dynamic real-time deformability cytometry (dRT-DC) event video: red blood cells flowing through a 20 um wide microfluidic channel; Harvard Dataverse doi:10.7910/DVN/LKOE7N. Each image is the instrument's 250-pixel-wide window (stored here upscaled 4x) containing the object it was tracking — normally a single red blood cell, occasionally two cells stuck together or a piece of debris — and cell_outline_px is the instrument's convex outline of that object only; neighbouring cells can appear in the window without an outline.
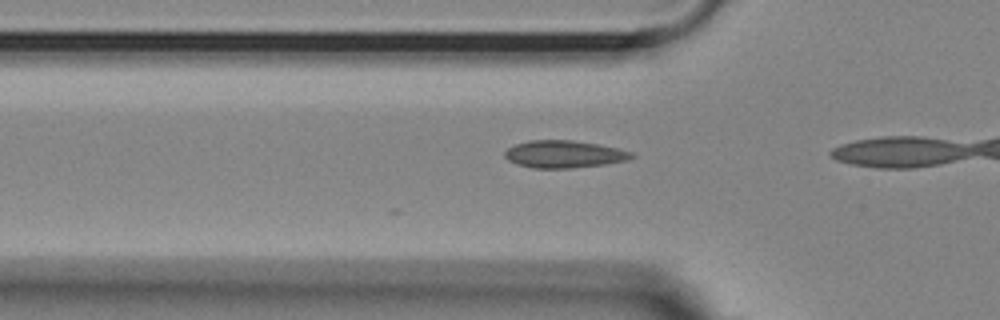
{"species": "Egyptian fruit bat (a non-hibernating species)", "species_latin": "Rousettus aegyptiacus", "temperature_condition": "room temperature", "stored_images_in_passage": 6, "camera_frame_rate_fps": 3000, "um_per_image_px": 0.085, "animal": {"sex": "female"}, "frame": {"image": 1, "passage_image": 4, "time_ms": 1.0, "image_size_px": [1000, 320], "cell_outline_px": [[636, 156], [628, 160], [608, 164], [572, 168], [532, 168], [516, 164], [508, 160], [504, 156], [504, 152], [508, 148], [516, 144], [528, 140], [572, 140], [596, 144], [616, 148], [632, 152]], "centroid_in_image_um": [47.94, 13.11], "position_along_channel_um": 77.9, "area_um2": 20.29}}